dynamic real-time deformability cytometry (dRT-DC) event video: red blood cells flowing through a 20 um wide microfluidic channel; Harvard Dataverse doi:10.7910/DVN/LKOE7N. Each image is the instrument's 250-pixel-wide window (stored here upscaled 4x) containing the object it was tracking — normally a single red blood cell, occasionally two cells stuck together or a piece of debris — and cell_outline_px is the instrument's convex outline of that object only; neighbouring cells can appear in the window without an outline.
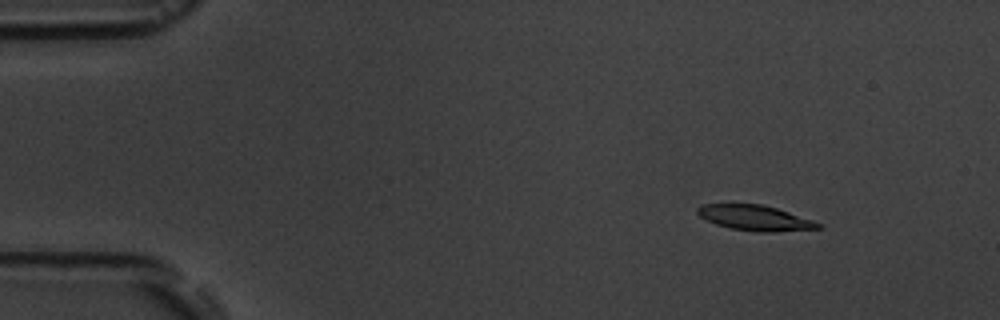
{"species": "common noctule bat (a hibernating species)", "species_latin": "Nyctalus noctula", "temperature_condition": "room temperature", "stored_images_in_passage": 6, "camera_frame_rate_fps": 3000, "um_per_image_px": 0.085, "animal": {"sex": "male", "body_mass_g": 19.5, "forearm_length_mm": 54.6}, "frame": {"image": 1, "passage_image": 3, "time_ms": 2.0, "image_size_px": [1000, 320], "cell_outline_px": [[824, 224], [820, 228], [772, 232], [756, 232], [732, 228], [716, 224], [700, 216], [696, 212], [696, 208], [700, 204], [760, 204], [776, 208]], "centroid_in_image_um": [64.16, 18.52], "position_along_channel_um": 20.8, "area_um2": 17.63}}
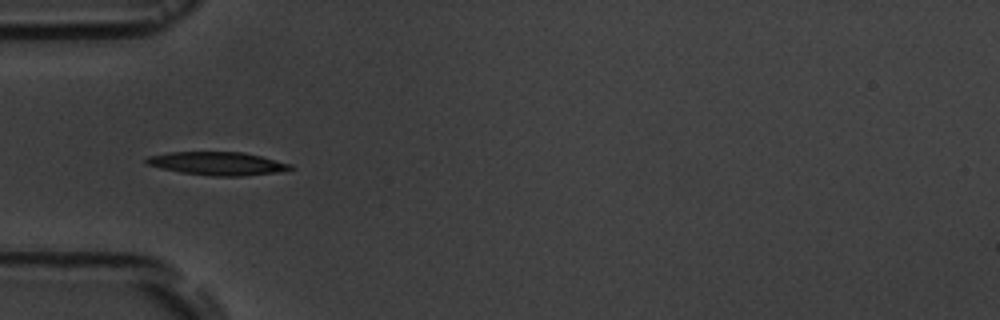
{"frame": {"image": 2, "passage_image": 6, "time_ms": 5.667, "image_size_px": [1000, 320], "cell_outline_px": [[296, 168], [276, 172], [244, 176], [212, 176], [180, 172], [160, 168], [144, 164], [144, 160], [148, 156], [168, 152], [240, 152], [260, 156], [292, 164]], "centroid_in_image_um": [18.45, 13.9], "position_along_channel_um": 66.6, "area_um2": 19.54}}